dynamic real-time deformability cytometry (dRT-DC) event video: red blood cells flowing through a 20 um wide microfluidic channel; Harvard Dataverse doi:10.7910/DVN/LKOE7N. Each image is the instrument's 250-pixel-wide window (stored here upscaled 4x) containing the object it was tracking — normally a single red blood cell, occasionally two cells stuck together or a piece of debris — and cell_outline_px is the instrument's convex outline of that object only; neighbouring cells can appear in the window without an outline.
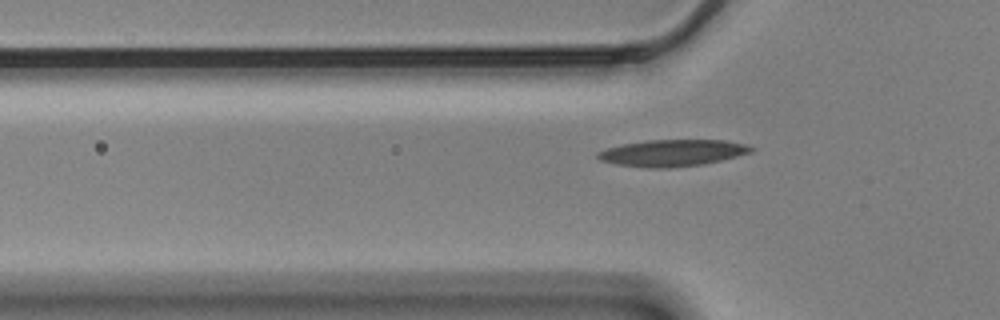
{"species": "Egyptian fruit bat (a non-hibernating species)", "species_latin": "Rousettus aegyptiacus", "temperature_condition": "cold", "stored_images_in_passage": 5, "camera_frame_rate_fps": 3000, "um_per_image_px": 0.085, "animal": {"sex": "male"}, "frame": {"image": 1, "passage_image": 4, "time_ms": 1.0, "image_size_px": [1000, 320], "cell_outline_px": [[756, 148], [752, 152], [704, 164], [668, 168], [648, 168], [616, 164], [600, 160], [596, 156], [596, 152], [608, 148], [624, 144], [648, 140], [724, 140], [748, 144]], "centroid_in_image_um": [57.18, 13.0], "position_along_channel_um": 68.6, "area_um2": 23.81}}